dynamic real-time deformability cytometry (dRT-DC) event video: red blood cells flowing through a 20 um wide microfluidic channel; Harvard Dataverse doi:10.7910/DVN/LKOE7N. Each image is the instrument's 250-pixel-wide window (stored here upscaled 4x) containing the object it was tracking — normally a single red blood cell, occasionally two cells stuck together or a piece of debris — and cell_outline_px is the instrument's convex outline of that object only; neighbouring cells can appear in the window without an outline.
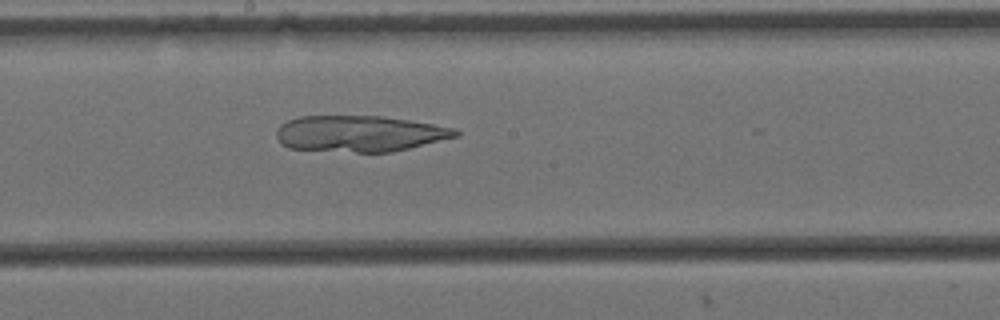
{"species": "Egyptian fruit bat (a non-hibernating species)", "species_latin": "Rousettus aegyptiacus", "temperature_condition": "cold", "stored_images_in_passage": 8, "camera_frame_rate_fps": 3000, "um_per_image_px": 0.085, "animal": {"sex": "female"}, "frame": {"image": 1, "passage_image": 8, "time_ms": 2.333, "image_size_px": [1000, 320], "cell_outline_px": [[460, 132], [456, 136], [392, 152], [356, 152], [288, 148], [280, 144], [276, 136], [276, 132], [280, 124], [288, 120], [300, 116], [384, 116], [456, 128]], "centroid_in_image_um": [30.51, 11.35], "position_along_channel_um": 217.7, "area_um2": 37.57}}